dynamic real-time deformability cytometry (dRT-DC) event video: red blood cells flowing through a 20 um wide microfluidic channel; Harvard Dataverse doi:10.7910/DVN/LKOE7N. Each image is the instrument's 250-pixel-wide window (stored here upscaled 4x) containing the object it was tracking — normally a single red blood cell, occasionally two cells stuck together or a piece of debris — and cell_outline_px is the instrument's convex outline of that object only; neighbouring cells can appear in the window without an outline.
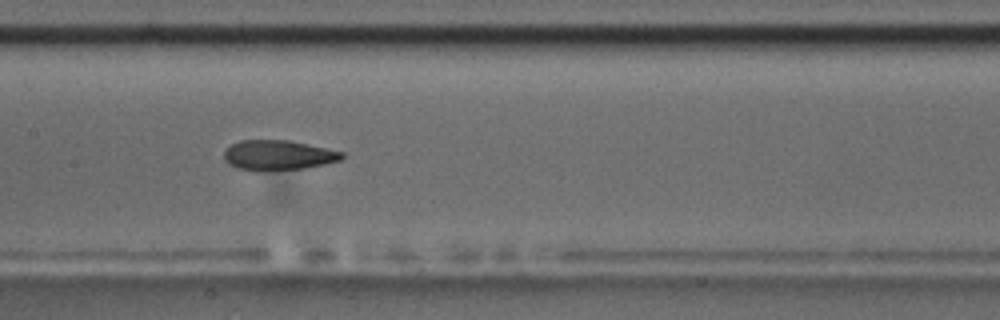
{"species": "common noctule bat (a hibernating species)", "species_latin": "Nyctalus noctula", "temperature_condition": "room temperature", "stored_images_in_passage": 8, "camera_frame_rate_fps": 3000, "um_per_image_px": 0.085, "animal": {"sex": "male", "body_mass_g": 17.5, "forearm_length_mm": 52.3}, "frame": {"image": 1, "passage_image": 7, "time_ms": 8.667, "image_size_px": [1000, 320], "cell_outline_px": [[344, 156], [340, 160], [324, 164], [304, 168], [240, 168], [228, 164], [224, 160], [224, 152], [232, 144], [240, 140], [292, 140], [344, 152]], "centroid_in_image_um": [23.69, 13.14], "position_along_channel_um": 183.7, "area_um2": 19.83}}